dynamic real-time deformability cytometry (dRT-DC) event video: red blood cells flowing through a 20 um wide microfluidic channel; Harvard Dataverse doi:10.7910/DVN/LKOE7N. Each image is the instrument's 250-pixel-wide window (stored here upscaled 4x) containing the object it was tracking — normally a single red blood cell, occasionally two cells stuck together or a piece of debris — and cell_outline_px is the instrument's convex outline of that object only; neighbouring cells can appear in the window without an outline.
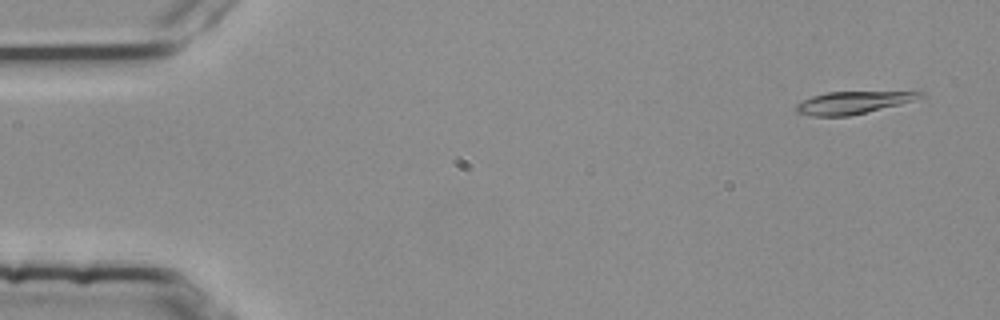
{"species": "common noctule bat (a hibernating species)", "species_latin": "Nyctalus noctula", "temperature_condition": "room temperature", "stored_images_in_passage": 4, "camera_frame_rate_fps": 3000, "um_per_image_px": 0.085, "animal": {"sex": "female", "body_mass_g": 25.1}, "frame": {"image": 1, "passage_image": 1, "time_ms": 0.0, "image_size_px": [1000, 320], "cell_outline_px": [[924, 96], [900, 104], [848, 116], [812, 116], [796, 112], [796, 104], [812, 96], [828, 92], [924, 92]], "centroid_in_image_um": [72.44, 8.72], "position_along_channel_um": 12.6, "area_um2": 15.78}}
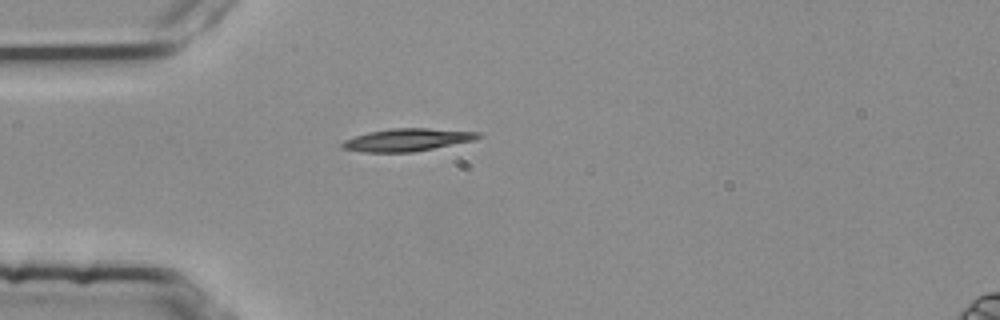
{"frame": {"image": 2, "passage_image": 4, "time_ms": 1.0, "image_size_px": [1000, 320], "cell_outline_px": [[480, 136], [472, 140], [412, 152], [364, 152], [340, 148], [340, 144], [344, 140], [368, 132], [392, 128], [428, 128], [480, 132]], "centroid_in_image_um": [34.54, 11.88], "position_along_channel_um": 50.5, "area_um2": 17.63}}